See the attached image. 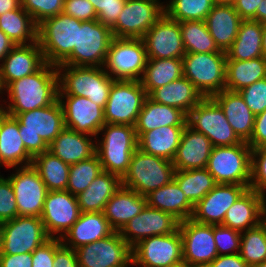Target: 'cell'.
I'll use <instances>...</instances> for the list:
<instances>
[{
	"label": "cell",
	"instance_id": "cell-47",
	"mask_svg": "<svg viewBox=\"0 0 266 267\" xmlns=\"http://www.w3.org/2000/svg\"><path fill=\"white\" fill-rule=\"evenodd\" d=\"M239 254L249 267L266 261V234L260 225L241 233Z\"/></svg>",
	"mask_w": 266,
	"mask_h": 267
},
{
	"label": "cell",
	"instance_id": "cell-6",
	"mask_svg": "<svg viewBox=\"0 0 266 267\" xmlns=\"http://www.w3.org/2000/svg\"><path fill=\"white\" fill-rule=\"evenodd\" d=\"M175 171L172 161L144 153L137 148L132 154L127 172L121 178V184L146 196L171 182Z\"/></svg>",
	"mask_w": 266,
	"mask_h": 267
},
{
	"label": "cell",
	"instance_id": "cell-4",
	"mask_svg": "<svg viewBox=\"0 0 266 267\" xmlns=\"http://www.w3.org/2000/svg\"><path fill=\"white\" fill-rule=\"evenodd\" d=\"M99 134L102 138L99 140ZM96 138V154L103 171L122 178L127 172L132 154L138 148L135 126L108 124Z\"/></svg>",
	"mask_w": 266,
	"mask_h": 267
},
{
	"label": "cell",
	"instance_id": "cell-48",
	"mask_svg": "<svg viewBox=\"0 0 266 267\" xmlns=\"http://www.w3.org/2000/svg\"><path fill=\"white\" fill-rule=\"evenodd\" d=\"M65 0H21L24 8L38 25L44 19L63 12Z\"/></svg>",
	"mask_w": 266,
	"mask_h": 267
},
{
	"label": "cell",
	"instance_id": "cell-52",
	"mask_svg": "<svg viewBox=\"0 0 266 267\" xmlns=\"http://www.w3.org/2000/svg\"><path fill=\"white\" fill-rule=\"evenodd\" d=\"M2 176L0 175V223L13 220L19 216L10 179Z\"/></svg>",
	"mask_w": 266,
	"mask_h": 267
},
{
	"label": "cell",
	"instance_id": "cell-30",
	"mask_svg": "<svg viewBox=\"0 0 266 267\" xmlns=\"http://www.w3.org/2000/svg\"><path fill=\"white\" fill-rule=\"evenodd\" d=\"M146 205L145 196L121 185L105 204L103 214L111 228L120 232Z\"/></svg>",
	"mask_w": 266,
	"mask_h": 267
},
{
	"label": "cell",
	"instance_id": "cell-31",
	"mask_svg": "<svg viewBox=\"0 0 266 267\" xmlns=\"http://www.w3.org/2000/svg\"><path fill=\"white\" fill-rule=\"evenodd\" d=\"M224 112V115L237 136L244 142L251 138L255 115L247 107L239 92L222 90L212 96Z\"/></svg>",
	"mask_w": 266,
	"mask_h": 267
},
{
	"label": "cell",
	"instance_id": "cell-49",
	"mask_svg": "<svg viewBox=\"0 0 266 267\" xmlns=\"http://www.w3.org/2000/svg\"><path fill=\"white\" fill-rule=\"evenodd\" d=\"M214 241L218 255H230L240 252L241 233L224 226L214 225Z\"/></svg>",
	"mask_w": 266,
	"mask_h": 267
},
{
	"label": "cell",
	"instance_id": "cell-34",
	"mask_svg": "<svg viewBox=\"0 0 266 267\" xmlns=\"http://www.w3.org/2000/svg\"><path fill=\"white\" fill-rule=\"evenodd\" d=\"M185 126H161L144 132L138 139V148L144 153L172 161L181 141Z\"/></svg>",
	"mask_w": 266,
	"mask_h": 267
},
{
	"label": "cell",
	"instance_id": "cell-43",
	"mask_svg": "<svg viewBox=\"0 0 266 267\" xmlns=\"http://www.w3.org/2000/svg\"><path fill=\"white\" fill-rule=\"evenodd\" d=\"M174 180L193 205H196L217 185L214 177L206 168L176 170Z\"/></svg>",
	"mask_w": 266,
	"mask_h": 267
},
{
	"label": "cell",
	"instance_id": "cell-51",
	"mask_svg": "<svg viewBox=\"0 0 266 267\" xmlns=\"http://www.w3.org/2000/svg\"><path fill=\"white\" fill-rule=\"evenodd\" d=\"M238 92L255 116L266 110V78L258 80Z\"/></svg>",
	"mask_w": 266,
	"mask_h": 267
},
{
	"label": "cell",
	"instance_id": "cell-29",
	"mask_svg": "<svg viewBox=\"0 0 266 267\" xmlns=\"http://www.w3.org/2000/svg\"><path fill=\"white\" fill-rule=\"evenodd\" d=\"M266 197L247 189L227 210L223 224L240 233L260 225L261 211Z\"/></svg>",
	"mask_w": 266,
	"mask_h": 267
},
{
	"label": "cell",
	"instance_id": "cell-45",
	"mask_svg": "<svg viewBox=\"0 0 266 267\" xmlns=\"http://www.w3.org/2000/svg\"><path fill=\"white\" fill-rule=\"evenodd\" d=\"M213 6V0H166L164 9L167 16L178 22L205 21Z\"/></svg>",
	"mask_w": 266,
	"mask_h": 267
},
{
	"label": "cell",
	"instance_id": "cell-25",
	"mask_svg": "<svg viewBox=\"0 0 266 267\" xmlns=\"http://www.w3.org/2000/svg\"><path fill=\"white\" fill-rule=\"evenodd\" d=\"M212 148L209 138L186 125L172 160L175 170L206 168Z\"/></svg>",
	"mask_w": 266,
	"mask_h": 267
},
{
	"label": "cell",
	"instance_id": "cell-63",
	"mask_svg": "<svg viewBox=\"0 0 266 267\" xmlns=\"http://www.w3.org/2000/svg\"><path fill=\"white\" fill-rule=\"evenodd\" d=\"M255 21L266 23V0H261L255 14Z\"/></svg>",
	"mask_w": 266,
	"mask_h": 267
},
{
	"label": "cell",
	"instance_id": "cell-13",
	"mask_svg": "<svg viewBox=\"0 0 266 267\" xmlns=\"http://www.w3.org/2000/svg\"><path fill=\"white\" fill-rule=\"evenodd\" d=\"M183 262L180 230L167 235H155L132 247V266L171 267Z\"/></svg>",
	"mask_w": 266,
	"mask_h": 267
},
{
	"label": "cell",
	"instance_id": "cell-57",
	"mask_svg": "<svg viewBox=\"0 0 266 267\" xmlns=\"http://www.w3.org/2000/svg\"><path fill=\"white\" fill-rule=\"evenodd\" d=\"M247 144L251 149L266 146V110L255 116L253 132Z\"/></svg>",
	"mask_w": 266,
	"mask_h": 267
},
{
	"label": "cell",
	"instance_id": "cell-26",
	"mask_svg": "<svg viewBox=\"0 0 266 267\" xmlns=\"http://www.w3.org/2000/svg\"><path fill=\"white\" fill-rule=\"evenodd\" d=\"M113 232L103 212H81L77 221L60 240L63 245L76 250L108 237Z\"/></svg>",
	"mask_w": 266,
	"mask_h": 267
},
{
	"label": "cell",
	"instance_id": "cell-1",
	"mask_svg": "<svg viewBox=\"0 0 266 267\" xmlns=\"http://www.w3.org/2000/svg\"><path fill=\"white\" fill-rule=\"evenodd\" d=\"M58 91L57 67L46 63L34 74L13 81L5 87L9 101H5V98L2 100L5 102L2 103L3 109L7 114H20L43 108L58 100Z\"/></svg>",
	"mask_w": 266,
	"mask_h": 267
},
{
	"label": "cell",
	"instance_id": "cell-41",
	"mask_svg": "<svg viewBox=\"0 0 266 267\" xmlns=\"http://www.w3.org/2000/svg\"><path fill=\"white\" fill-rule=\"evenodd\" d=\"M0 29L15 45L37 42L38 25L21 6L0 15Z\"/></svg>",
	"mask_w": 266,
	"mask_h": 267
},
{
	"label": "cell",
	"instance_id": "cell-28",
	"mask_svg": "<svg viewBox=\"0 0 266 267\" xmlns=\"http://www.w3.org/2000/svg\"><path fill=\"white\" fill-rule=\"evenodd\" d=\"M48 151L69 165L75 164L96 154V138L65 127L48 145Z\"/></svg>",
	"mask_w": 266,
	"mask_h": 267
},
{
	"label": "cell",
	"instance_id": "cell-11",
	"mask_svg": "<svg viewBox=\"0 0 266 267\" xmlns=\"http://www.w3.org/2000/svg\"><path fill=\"white\" fill-rule=\"evenodd\" d=\"M187 125L209 138L213 147L232 146L243 142L212 97H204L188 113Z\"/></svg>",
	"mask_w": 266,
	"mask_h": 267
},
{
	"label": "cell",
	"instance_id": "cell-12",
	"mask_svg": "<svg viewBox=\"0 0 266 267\" xmlns=\"http://www.w3.org/2000/svg\"><path fill=\"white\" fill-rule=\"evenodd\" d=\"M147 96L140 81L114 80L104 108L105 123L135 126Z\"/></svg>",
	"mask_w": 266,
	"mask_h": 267
},
{
	"label": "cell",
	"instance_id": "cell-44",
	"mask_svg": "<svg viewBox=\"0 0 266 267\" xmlns=\"http://www.w3.org/2000/svg\"><path fill=\"white\" fill-rule=\"evenodd\" d=\"M186 53H226L218 48L205 21L179 22Z\"/></svg>",
	"mask_w": 266,
	"mask_h": 267
},
{
	"label": "cell",
	"instance_id": "cell-39",
	"mask_svg": "<svg viewBox=\"0 0 266 267\" xmlns=\"http://www.w3.org/2000/svg\"><path fill=\"white\" fill-rule=\"evenodd\" d=\"M263 78H266V59L263 57L226 60V90L238 92Z\"/></svg>",
	"mask_w": 266,
	"mask_h": 267
},
{
	"label": "cell",
	"instance_id": "cell-2",
	"mask_svg": "<svg viewBox=\"0 0 266 267\" xmlns=\"http://www.w3.org/2000/svg\"><path fill=\"white\" fill-rule=\"evenodd\" d=\"M9 115L18 120L19 134L32 157L47 151L48 145L65 128L64 113L59 100L43 108Z\"/></svg>",
	"mask_w": 266,
	"mask_h": 267
},
{
	"label": "cell",
	"instance_id": "cell-15",
	"mask_svg": "<svg viewBox=\"0 0 266 267\" xmlns=\"http://www.w3.org/2000/svg\"><path fill=\"white\" fill-rule=\"evenodd\" d=\"M2 224L0 254L32 253L49 239L37 216H17Z\"/></svg>",
	"mask_w": 266,
	"mask_h": 267
},
{
	"label": "cell",
	"instance_id": "cell-10",
	"mask_svg": "<svg viewBox=\"0 0 266 267\" xmlns=\"http://www.w3.org/2000/svg\"><path fill=\"white\" fill-rule=\"evenodd\" d=\"M112 39L110 27L98 20L82 21L78 28L77 47L61 64L104 67Z\"/></svg>",
	"mask_w": 266,
	"mask_h": 267
},
{
	"label": "cell",
	"instance_id": "cell-50",
	"mask_svg": "<svg viewBox=\"0 0 266 267\" xmlns=\"http://www.w3.org/2000/svg\"><path fill=\"white\" fill-rule=\"evenodd\" d=\"M249 188L266 197V146L252 149Z\"/></svg>",
	"mask_w": 266,
	"mask_h": 267
},
{
	"label": "cell",
	"instance_id": "cell-33",
	"mask_svg": "<svg viewBox=\"0 0 266 267\" xmlns=\"http://www.w3.org/2000/svg\"><path fill=\"white\" fill-rule=\"evenodd\" d=\"M186 125L187 115L182 110L162 105L147 96L138 115L137 122L135 124V132L138 139L144 132L161 126Z\"/></svg>",
	"mask_w": 266,
	"mask_h": 267
},
{
	"label": "cell",
	"instance_id": "cell-16",
	"mask_svg": "<svg viewBox=\"0 0 266 267\" xmlns=\"http://www.w3.org/2000/svg\"><path fill=\"white\" fill-rule=\"evenodd\" d=\"M75 252L79 267H133L132 247L117 231Z\"/></svg>",
	"mask_w": 266,
	"mask_h": 267
},
{
	"label": "cell",
	"instance_id": "cell-19",
	"mask_svg": "<svg viewBox=\"0 0 266 267\" xmlns=\"http://www.w3.org/2000/svg\"><path fill=\"white\" fill-rule=\"evenodd\" d=\"M80 214L76 196L67 190L48 191L40 218L49 238L61 239Z\"/></svg>",
	"mask_w": 266,
	"mask_h": 267
},
{
	"label": "cell",
	"instance_id": "cell-38",
	"mask_svg": "<svg viewBox=\"0 0 266 267\" xmlns=\"http://www.w3.org/2000/svg\"><path fill=\"white\" fill-rule=\"evenodd\" d=\"M262 23L254 20H243L232 46L226 51V60L246 61L262 54Z\"/></svg>",
	"mask_w": 266,
	"mask_h": 267
},
{
	"label": "cell",
	"instance_id": "cell-21",
	"mask_svg": "<svg viewBox=\"0 0 266 267\" xmlns=\"http://www.w3.org/2000/svg\"><path fill=\"white\" fill-rule=\"evenodd\" d=\"M180 221L172 214L146 205L120 231L121 237L133 247L139 241L155 235H167L179 229Z\"/></svg>",
	"mask_w": 266,
	"mask_h": 267
},
{
	"label": "cell",
	"instance_id": "cell-70",
	"mask_svg": "<svg viewBox=\"0 0 266 267\" xmlns=\"http://www.w3.org/2000/svg\"><path fill=\"white\" fill-rule=\"evenodd\" d=\"M5 113L3 106H0V119L2 117V115Z\"/></svg>",
	"mask_w": 266,
	"mask_h": 267
},
{
	"label": "cell",
	"instance_id": "cell-23",
	"mask_svg": "<svg viewBox=\"0 0 266 267\" xmlns=\"http://www.w3.org/2000/svg\"><path fill=\"white\" fill-rule=\"evenodd\" d=\"M247 189L239 184H217L194 205L191 219L201 224H223L227 210Z\"/></svg>",
	"mask_w": 266,
	"mask_h": 267
},
{
	"label": "cell",
	"instance_id": "cell-58",
	"mask_svg": "<svg viewBox=\"0 0 266 267\" xmlns=\"http://www.w3.org/2000/svg\"><path fill=\"white\" fill-rule=\"evenodd\" d=\"M0 267H32V253L0 254Z\"/></svg>",
	"mask_w": 266,
	"mask_h": 267
},
{
	"label": "cell",
	"instance_id": "cell-53",
	"mask_svg": "<svg viewBox=\"0 0 266 267\" xmlns=\"http://www.w3.org/2000/svg\"><path fill=\"white\" fill-rule=\"evenodd\" d=\"M97 13V20L108 27H112L117 19L126 0H89Z\"/></svg>",
	"mask_w": 266,
	"mask_h": 267
},
{
	"label": "cell",
	"instance_id": "cell-24",
	"mask_svg": "<svg viewBox=\"0 0 266 267\" xmlns=\"http://www.w3.org/2000/svg\"><path fill=\"white\" fill-rule=\"evenodd\" d=\"M46 64L38 41L15 45L0 63L1 79L4 87L40 70Z\"/></svg>",
	"mask_w": 266,
	"mask_h": 267
},
{
	"label": "cell",
	"instance_id": "cell-3",
	"mask_svg": "<svg viewBox=\"0 0 266 267\" xmlns=\"http://www.w3.org/2000/svg\"><path fill=\"white\" fill-rule=\"evenodd\" d=\"M59 78L58 96H81L105 108L114 79L104 67L56 66Z\"/></svg>",
	"mask_w": 266,
	"mask_h": 267
},
{
	"label": "cell",
	"instance_id": "cell-69",
	"mask_svg": "<svg viewBox=\"0 0 266 267\" xmlns=\"http://www.w3.org/2000/svg\"><path fill=\"white\" fill-rule=\"evenodd\" d=\"M171 267H189V266H187L184 262H181V263L174 265V266H171Z\"/></svg>",
	"mask_w": 266,
	"mask_h": 267
},
{
	"label": "cell",
	"instance_id": "cell-17",
	"mask_svg": "<svg viewBox=\"0 0 266 267\" xmlns=\"http://www.w3.org/2000/svg\"><path fill=\"white\" fill-rule=\"evenodd\" d=\"M183 262L189 267H206L217 256L214 225L201 224L189 218L179 223Z\"/></svg>",
	"mask_w": 266,
	"mask_h": 267
},
{
	"label": "cell",
	"instance_id": "cell-61",
	"mask_svg": "<svg viewBox=\"0 0 266 267\" xmlns=\"http://www.w3.org/2000/svg\"><path fill=\"white\" fill-rule=\"evenodd\" d=\"M15 44L11 39L0 29V62L2 63L8 53L12 50Z\"/></svg>",
	"mask_w": 266,
	"mask_h": 267
},
{
	"label": "cell",
	"instance_id": "cell-14",
	"mask_svg": "<svg viewBox=\"0 0 266 267\" xmlns=\"http://www.w3.org/2000/svg\"><path fill=\"white\" fill-rule=\"evenodd\" d=\"M161 0H126L116 23L113 37L143 38L146 32L165 14Z\"/></svg>",
	"mask_w": 266,
	"mask_h": 267
},
{
	"label": "cell",
	"instance_id": "cell-66",
	"mask_svg": "<svg viewBox=\"0 0 266 267\" xmlns=\"http://www.w3.org/2000/svg\"><path fill=\"white\" fill-rule=\"evenodd\" d=\"M235 0H213L214 5H233Z\"/></svg>",
	"mask_w": 266,
	"mask_h": 267
},
{
	"label": "cell",
	"instance_id": "cell-46",
	"mask_svg": "<svg viewBox=\"0 0 266 267\" xmlns=\"http://www.w3.org/2000/svg\"><path fill=\"white\" fill-rule=\"evenodd\" d=\"M101 172L103 169L97 154L87 160L71 164L66 190L77 196L85 191Z\"/></svg>",
	"mask_w": 266,
	"mask_h": 267
},
{
	"label": "cell",
	"instance_id": "cell-35",
	"mask_svg": "<svg viewBox=\"0 0 266 267\" xmlns=\"http://www.w3.org/2000/svg\"><path fill=\"white\" fill-rule=\"evenodd\" d=\"M148 96L162 105L180 109L186 115L204 98L184 76L163 87L154 89Z\"/></svg>",
	"mask_w": 266,
	"mask_h": 267
},
{
	"label": "cell",
	"instance_id": "cell-37",
	"mask_svg": "<svg viewBox=\"0 0 266 267\" xmlns=\"http://www.w3.org/2000/svg\"><path fill=\"white\" fill-rule=\"evenodd\" d=\"M121 178L103 171L76 196L81 212H103L105 204L121 187Z\"/></svg>",
	"mask_w": 266,
	"mask_h": 267
},
{
	"label": "cell",
	"instance_id": "cell-67",
	"mask_svg": "<svg viewBox=\"0 0 266 267\" xmlns=\"http://www.w3.org/2000/svg\"><path fill=\"white\" fill-rule=\"evenodd\" d=\"M4 91H5V87H4L2 79H1V71H0V97H2L1 95L6 94ZM0 102H2V101L0 100ZM0 106H3V104L1 103Z\"/></svg>",
	"mask_w": 266,
	"mask_h": 267
},
{
	"label": "cell",
	"instance_id": "cell-20",
	"mask_svg": "<svg viewBox=\"0 0 266 267\" xmlns=\"http://www.w3.org/2000/svg\"><path fill=\"white\" fill-rule=\"evenodd\" d=\"M148 59L179 58L186 54L180 24L164 14L142 38Z\"/></svg>",
	"mask_w": 266,
	"mask_h": 267
},
{
	"label": "cell",
	"instance_id": "cell-54",
	"mask_svg": "<svg viewBox=\"0 0 266 267\" xmlns=\"http://www.w3.org/2000/svg\"><path fill=\"white\" fill-rule=\"evenodd\" d=\"M63 12L81 21L97 20V13L89 0H65Z\"/></svg>",
	"mask_w": 266,
	"mask_h": 267
},
{
	"label": "cell",
	"instance_id": "cell-8",
	"mask_svg": "<svg viewBox=\"0 0 266 267\" xmlns=\"http://www.w3.org/2000/svg\"><path fill=\"white\" fill-rule=\"evenodd\" d=\"M226 58V53H186L183 76L203 97H212L225 89Z\"/></svg>",
	"mask_w": 266,
	"mask_h": 267
},
{
	"label": "cell",
	"instance_id": "cell-68",
	"mask_svg": "<svg viewBox=\"0 0 266 267\" xmlns=\"http://www.w3.org/2000/svg\"><path fill=\"white\" fill-rule=\"evenodd\" d=\"M251 267H266V261H263V262L258 263V264H256V265H253V266H251Z\"/></svg>",
	"mask_w": 266,
	"mask_h": 267
},
{
	"label": "cell",
	"instance_id": "cell-7",
	"mask_svg": "<svg viewBox=\"0 0 266 267\" xmlns=\"http://www.w3.org/2000/svg\"><path fill=\"white\" fill-rule=\"evenodd\" d=\"M252 149L247 142L212 148L206 169L217 184H239L249 189Z\"/></svg>",
	"mask_w": 266,
	"mask_h": 267
},
{
	"label": "cell",
	"instance_id": "cell-5",
	"mask_svg": "<svg viewBox=\"0 0 266 267\" xmlns=\"http://www.w3.org/2000/svg\"><path fill=\"white\" fill-rule=\"evenodd\" d=\"M82 21L64 12L38 24L37 41L46 63L61 64L77 47L78 28Z\"/></svg>",
	"mask_w": 266,
	"mask_h": 267
},
{
	"label": "cell",
	"instance_id": "cell-18",
	"mask_svg": "<svg viewBox=\"0 0 266 267\" xmlns=\"http://www.w3.org/2000/svg\"><path fill=\"white\" fill-rule=\"evenodd\" d=\"M8 178L15 194L19 216L41 217L48 190L32 164L15 167Z\"/></svg>",
	"mask_w": 266,
	"mask_h": 267
},
{
	"label": "cell",
	"instance_id": "cell-56",
	"mask_svg": "<svg viewBox=\"0 0 266 267\" xmlns=\"http://www.w3.org/2000/svg\"><path fill=\"white\" fill-rule=\"evenodd\" d=\"M54 267H79L75 250L61 243V240L55 238V257Z\"/></svg>",
	"mask_w": 266,
	"mask_h": 267
},
{
	"label": "cell",
	"instance_id": "cell-71",
	"mask_svg": "<svg viewBox=\"0 0 266 267\" xmlns=\"http://www.w3.org/2000/svg\"><path fill=\"white\" fill-rule=\"evenodd\" d=\"M1 237H2V224L0 223V248H1Z\"/></svg>",
	"mask_w": 266,
	"mask_h": 267
},
{
	"label": "cell",
	"instance_id": "cell-22",
	"mask_svg": "<svg viewBox=\"0 0 266 267\" xmlns=\"http://www.w3.org/2000/svg\"><path fill=\"white\" fill-rule=\"evenodd\" d=\"M65 127L97 138L105 125L104 108L81 96H58Z\"/></svg>",
	"mask_w": 266,
	"mask_h": 267
},
{
	"label": "cell",
	"instance_id": "cell-62",
	"mask_svg": "<svg viewBox=\"0 0 266 267\" xmlns=\"http://www.w3.org/2000/svg\"><path fill=\"white\" fill-rule=\"evenodd\" d=\"M21 6V0H0V15L14 11Z\"/></svg>",
	"mask_w": 266,
	"mask_h": 267
},
{
	"label": "cell",
	"instance_id": "cell-27",
	"mask_svg": "<svg viewBox=\"0 0 266 267\" xmlns=\"http://www.w3.org/2000/svg\"><path fill=\"white\" fill-rule=\"evenodd\" d=\"M32 159L19 134L18 120L5 112L0 119V167L27 166Z\"/></svg>",
	"mask_w": 266,
	"mask_h": 267
},
{
	"label": "cell",
	"instance_id": "cell-42",
	"mask_svg": "<svg viewBox=\"0 0 266 267\" xmlns=\"http://www.w3.org/2000/svg\"><path fill=\"white\" fill-rule=\"evenodd\" d=\"M32 166L37 170L48 191L66 190L69 164L47 150L33 157Z\"/></svg>",
	"mask_w": 266,
	"mask_h": 267
},
{
	"label": "cell",
	"instance_id": "cell-60",
	"mask_svg": "<svg viewBox=\"0 0 266 267\" xmlns=\"http://www.w3.org/2000/svg\"><path fill=\"white\" fill-rule=\"evenodd\" d=\"M206 267H249L239 253L230 255H218Z\"/></svg>",
	"mask_w": 266,
	"mask_h": 267
},
{
	"label": "cell",
	"instance_id": "cell-9",
	"mask_svg": "<svg viewBox=\"0 0 266 267\" xmlns=\"http://www.w3.org/2000/svg\"><path fill=\"white\" fill-rule=\"evenodd\" d=\"M147 60L143 39L113 37L104 69L114 80L140 81Z\"/></svg>",
	"mask_w": 266,
	"mask_h": 267
},
{
	"label": "cell",
	"instance_id": "cell-55",
	"mask_svg": "<svg viewBox=\"0 0 266 267\" xmlns=\"http://www.w3.org/2000/svg\"><path fill=\"white\" fill-rule=\"evenodd\" d=\"M55 238H49L32 252V267H54Z\"/></svg>",
	"mask_w": 266,
	"mask_h": 267
},
{
	"label": "cell",
	"instance_id": "cell-36",
	"mask_svg": "<svg viewBox=\"0 0 266 267\" xmlns=\"http://www.w3.org/2000/svg\"><path fill=\"white\" fill-rule=\"evenodd\" d=\"M145 197L148 206L170 213L180 222L193 215L194 205L186 198L174 179Z\"/></svg>",
	"mask_w": 266,
	"mask_h": 267
},
{
	"label": "cell",
	"instance_id": "cell-65",
	"mask_svg": "<svg viewBox=\"0 0 266 267\" xmlns=\"http://www.w3.org/2000/svg\"><path fill=\"white\" fill-rule=\"evenodd\" d=\"M260 226L264 229L265 234H266V203L264 204L262 211H261Z\"/></svg>",
	"mask_w": 266,
	"mask_h": 267
},
{
	"label": "cell",
	"instance_id": "cell-40",
	"mask_svg": "<svg viewBox=\"0 0 266 267\" xmlns=\"http://www.w3.org/2000/svg\"><path fill=\"white\" fill-rule=\"evenodd\" d=\"M182 76V59H148L140 82L149 95L154 89L163 87Z\"/></svg>",
	"mask_w": 266,
	"mask_h": 267
},
{
	"label": "cell",
	"instance_id": "cell-59",
	"mask_svg": "<svg viewBox=\"0 0 266 267\" xmlns=\"http://www.w3.org/2000/svg\"><path fill=\"white\" fill-rule=\"evenodd\" d=\"M261 0H235L234 8L242 20H254Z\"/></svg>",
	"mask_w": 266,
	"mask_h": 267
},
{
	"label": "cell",
	"instance_id": "cell-32",
	"mask_svg": "<svg viewBox=\"0 0 266 267\" xmlns=\"http://www.w3.org/2000/svg\"><path fill=\"white\" fill-rule=\"evenodd\" d=\"M242 21L233 5H214L205 19L215 44L225 52L236 39Z\"/></svg>",
	"mask_w": 266,
	"mask_h": 267
},
{
	"label": "cell",
	"instance_id": "cell-64",
	"mask_svg": "<svg viewBox=\"0 0 266 267\" xmlns=\"http://www.w3.org/2000/svg\"><path fill=\"white\" fill-rule=\"evenodd\" d=\"M263 40H262V54L263 58L266 59V23L262 24Z\"/></svg>",
	"mask_w": 266,
	"mask_h": 267
}]
</instances>
